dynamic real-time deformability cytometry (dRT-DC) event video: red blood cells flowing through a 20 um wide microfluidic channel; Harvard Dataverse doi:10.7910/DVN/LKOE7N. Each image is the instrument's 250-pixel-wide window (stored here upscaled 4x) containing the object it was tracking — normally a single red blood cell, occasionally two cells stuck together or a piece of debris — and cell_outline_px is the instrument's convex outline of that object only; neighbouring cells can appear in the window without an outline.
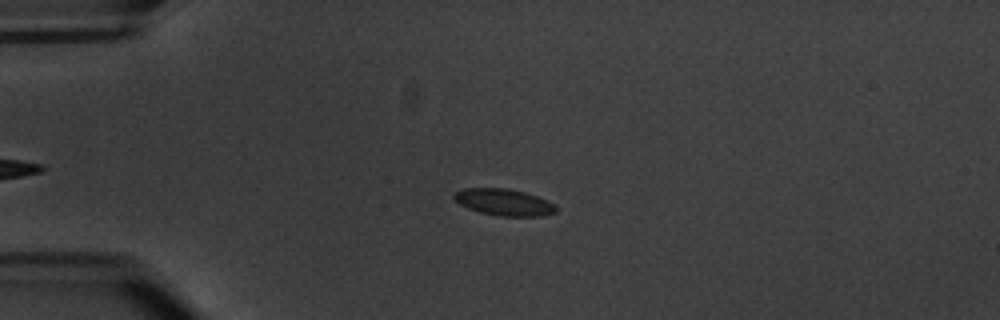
{"species": "common noctule bat (a hibernating species)", "species_latin": "Nyctalus noctula", "temperature_condition": "warm", "stored_images_in_passage": 5, "camera_frame_rate_fps": 3000, "um_per_image_px": 0.085, "animal": {"sex": "male", "body_mass_g": 20.1, "forearm_length_mm": 53.5}, "frame": {"image": 1, "passage_image": 4, "time_ms": 3.667, "image_size_px": [1000, 320], "cell_outline_px": [[556, 212], [540, 216], [500, 216], [480, 212], [468, 208], [460, 204], [452, 196], [456, 192], [464, 188], [508, 188], [524, 192], [536, 196], [552, 204], [556, 208]], "centroid_in_image_um": [42.8, 17.18], "position_along_channel_um": 42.2, "area_um2": 15.55}}